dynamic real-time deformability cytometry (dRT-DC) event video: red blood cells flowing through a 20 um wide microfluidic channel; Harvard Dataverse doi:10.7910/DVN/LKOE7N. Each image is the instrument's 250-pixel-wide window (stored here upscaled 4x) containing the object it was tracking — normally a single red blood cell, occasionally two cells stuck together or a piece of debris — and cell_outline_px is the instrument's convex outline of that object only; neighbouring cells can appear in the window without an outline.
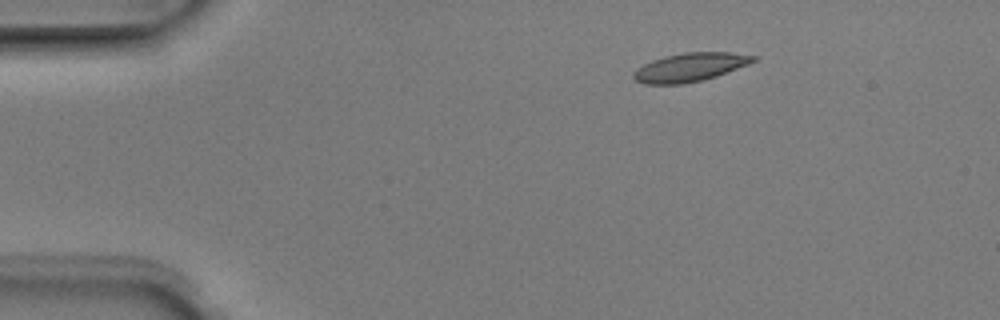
{"species": "Egyptian fruit bat (a non-hibernating species)", "species_latin": "Rousettus aegyptiacus", "temperature_condition": "room temperature", "stored_images_in_passage": 3, "camera_frame_rate_fps": 3000, "um_per_image_px": 0.085, "animal": {"sex": "male"}, "frame": {"image": 1, "passage_image": 1, "time_ms": 0.0, "image_size_px": [1000, 320], "cell_outline_px": [[756, 60], [748, 64], [716, 76], [684, 84], [644, 84], [636, 80], [632, 76], [632, 72], [636, 68], [652, 60], [664, 56], [684, 52], [732, 52], [756, 56]], "centroid_in_image_um": [58.61, 5.71], "position_along_channel_um": 26.4, "area_um2": 19.88}}
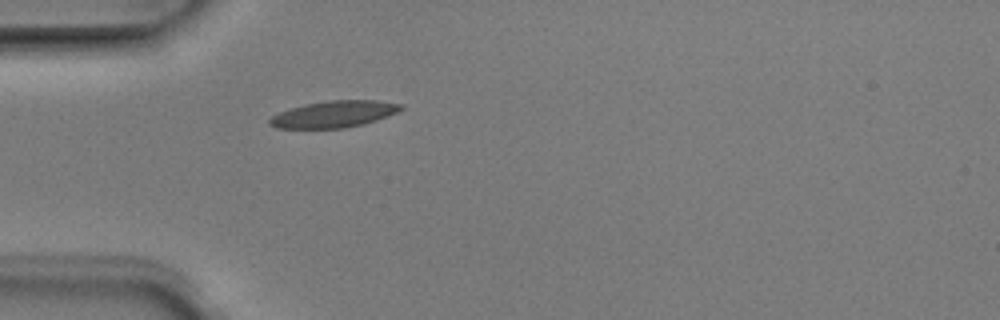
{"frame": {"image": 2, "passage_image": 3, "time_ms": 0.667, "image_size_px": [1000, 320], "cell_outline_px": [[404, 108], [388, 116], [364, 124], [344, 128], [276, 128], [268, 124], [268, 120], [272, 116], [280, 112], [304, 104], [332, 100], [376, 100], [404, 104]], "centroid_in_image_um": [28.41, 9.7], "position_along_channel_um": 56.6, "area_um2": 20.35}}